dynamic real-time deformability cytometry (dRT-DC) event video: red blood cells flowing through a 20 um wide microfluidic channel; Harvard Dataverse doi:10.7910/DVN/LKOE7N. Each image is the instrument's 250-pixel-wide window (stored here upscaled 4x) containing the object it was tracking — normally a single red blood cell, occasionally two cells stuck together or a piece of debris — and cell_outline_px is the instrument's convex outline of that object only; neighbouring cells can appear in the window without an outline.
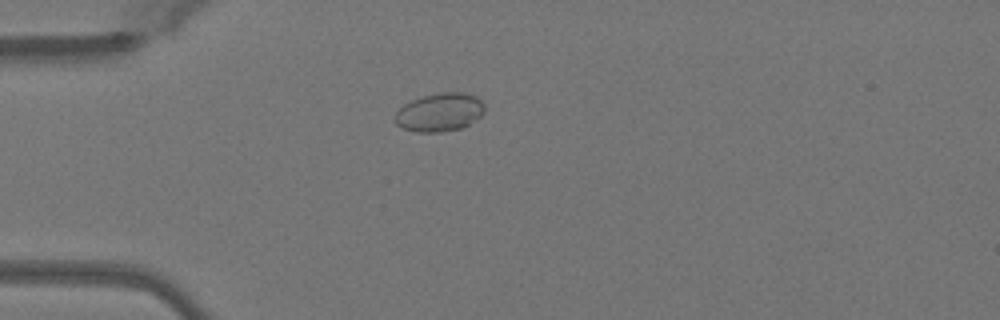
{"species": "Egyptian fruit bat (a non-hibernating species)", "species_latin": "Rousettus aegyptiacus", "temperature_condition": "warm", "stored_images_in_passage": 41, "camera_frame_rate_fps": 3000, "um_per_image_px": 0.085, "animal": {"sex": "female"}, "frame": {"image": 1, "passage_image": 5, "time_ms": 1.333, "image_size_px": [1000, 320], "cell_outline_px": [[484, 112], [476, 120], [460, 128], [440, 132], [416, 132], [404, 128], [396, 124], [392, 120], [396, 112], [404, 104], [412, 100], [424, 96], [440, 92], [464, 92], [476, 96], [484, 104]], "centroid_in_image_um": [37.35, 9.54], "position_along_channel_um": 47.6, "area_um2": 20.06}}
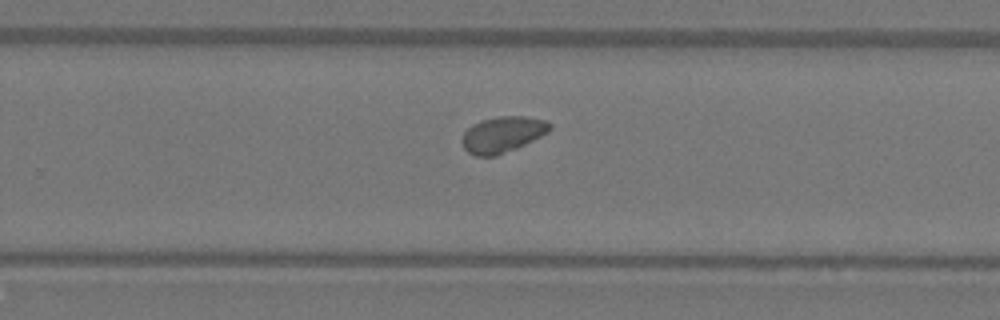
{"frame": {"image": 2, "passage_image": 24, "time_ms": 7.667, "image_size_px": [1000, 320], "cell_outline_px": [[552, 128], [548, 132], [516, 148], [496, 156], [476, 156], [468, 152], [464, 148], [460, 140], [464, 132], [472, 124], [480, 120], [500, 116], [524, 116], [544, 120], [552, 124]], "centroid_in_image_um": [42.69, 11.42], "position_along_channel_um": 287.1, "area_um2": 18.38}}
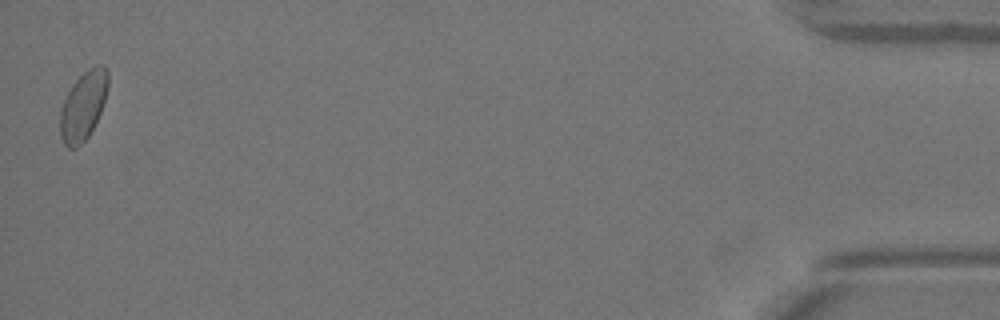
{"frame": {"image": 3, "passage_image": 41, "time_ms": 13.333, "image_size_px": [1000, 320], "cell_outline_px": [[108, 84], [104, 100], [100, 112], [88, 136], [76, 148], [68, 148], [64, 144], [60, 136], [60, 112], [64, 100], [72, 84], [88, 68], [96, 64], [104, 64], [108, 68]], "centroid_in_image_um": [7.07, 8.95], "position_along_channel_um": 428.1, "area_um2": 19.02}}